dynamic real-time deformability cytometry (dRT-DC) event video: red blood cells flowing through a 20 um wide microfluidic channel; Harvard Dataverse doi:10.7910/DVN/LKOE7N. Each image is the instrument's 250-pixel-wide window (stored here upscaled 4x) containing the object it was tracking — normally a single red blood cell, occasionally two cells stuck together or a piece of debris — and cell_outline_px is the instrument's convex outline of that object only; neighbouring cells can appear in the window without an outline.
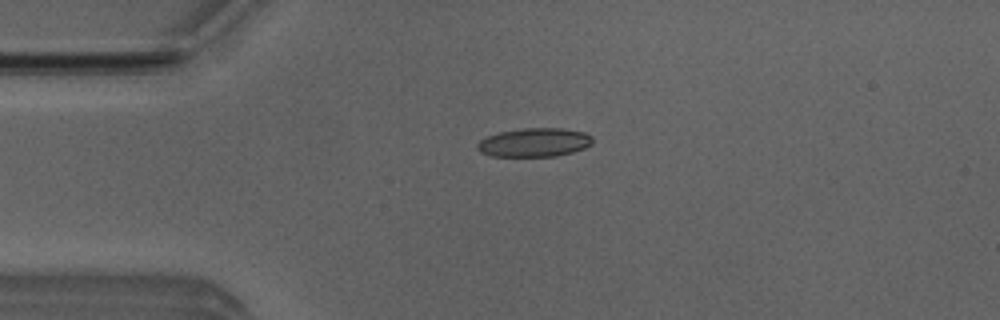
{"species": "Egyptian fruit bat (a non-hibernating species)", "species_latin": "Rousettus aegyptiacus", "temperature_condition": "room temperature", "stored_images_in_passage": 51, "camera_frame_rate_fps": 3000, "um_per_image_px": 0.085, "animal": {"sex": "male"}, "frame": {"image": 1, "passage_image": 12, "time_ms": 3.667, "image_size_px": [1000, 320], "cell_outline_px": [[592, 144], [584, 148], [572, 152], [556, 156], [492, 156], [480, 152], [476, 148], [476, 144], [480, 140], [488, 136], [500, 132], [524, 128], [560, 128], [584, 132], [592, 136]], "centroid_in_image_um": [45.41, 12.11], "position_along_channel_um": 39.6, "area_um2": 19.25}}
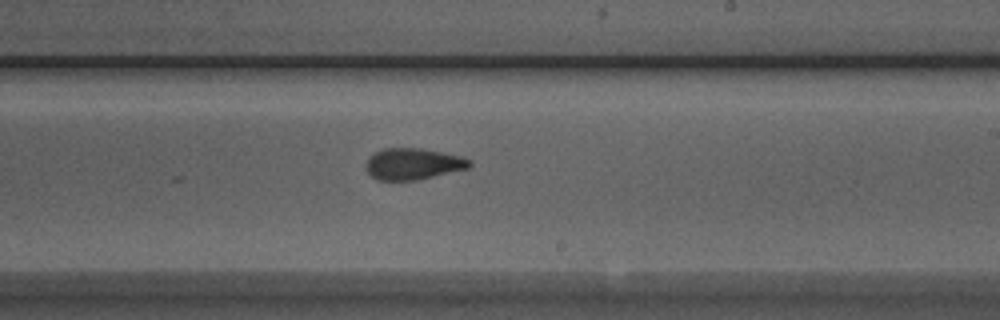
{"frame": {"image": 2, "passage_image": 30, "time_ms": 9.667, "image_size_px": [1000, 320], "cell_outline_px": [[472, 164], [468, 168], [416, 180], [376, 180], [364, 168], [364, 164], [368, 156], [384, 148], [420, 148], [464, 156], [472, 160]], "centroid_in_image_um": [35.09, 13.92], "position_along_channel_um": 253.9, "area_um2": 19.13}}
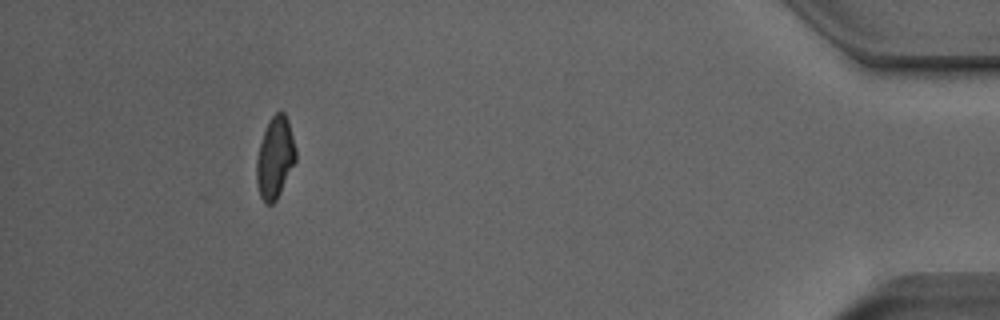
{"frame": {"image": 3, "passage_image": 47, "time_ms": 15.333, "image_size_px": [1000, 320], "cell_outline_px": [[296, 160], [276, 200], [272, 204], [264, 204], [260, 196], [256, 180], [256, 160], [260, 144], [264, 132], [272, 116], [276, 112], [284, 112], [288, 120], [296, 148]], "centroid_in_image_um": [23.37, 13.42], "position_along_channel_um": 411.8, "area_um2": 18.44}, "authors_computed_cell_mechanics": {"area_um2": 19.1318, "velocity_mm_per_s": 3.9751, "shape_relaxation_time_tau1_ms": null, "shape_relaxation_time_tau2_ms": 2.0837, "deformation_change_tau1": null, "deformation_change_tau2": 0.07}}